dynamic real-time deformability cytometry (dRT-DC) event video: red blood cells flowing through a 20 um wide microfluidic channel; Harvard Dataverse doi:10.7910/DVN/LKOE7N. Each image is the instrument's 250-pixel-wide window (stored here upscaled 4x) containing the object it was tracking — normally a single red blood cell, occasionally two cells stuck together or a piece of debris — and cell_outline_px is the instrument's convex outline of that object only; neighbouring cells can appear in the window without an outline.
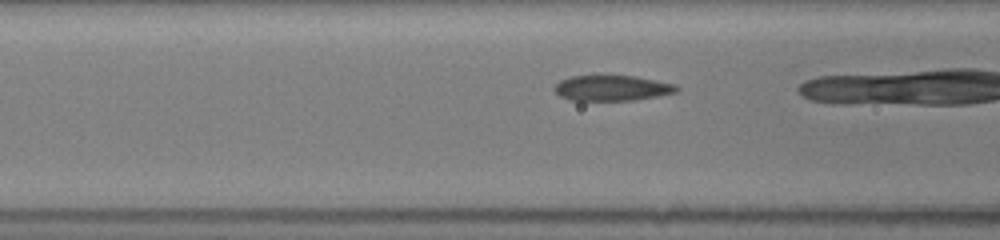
{"species": "common noctule bat (a hibernating species)", "species_latin": "Nyctalus noctula", "temperature_condition": "room temperature", "stored_images_in_passage": 28, "camera_frame_rate_fps": 3000, "um_per_image_px": 0.085, "animal": {"sex": "female", "body_mass_g": 19.5, "forearm_length_mm": 54.1}, "frame": {"image": 1, "passage_image": 9, "time_ms": 2.667, "image_size_px": [1000, 240], "cell_outline_px": [[680, 88], [676, 92], [656, 96], [632, 100], [568, 100], [560, 96], [552, 88], [560, 80], [568, 76], [632, 76], [676, 84]], "centroid_in_image_um": [51.98, 7.48], "position_along_channel_um": 114.6, "area_um2": 17.98}}
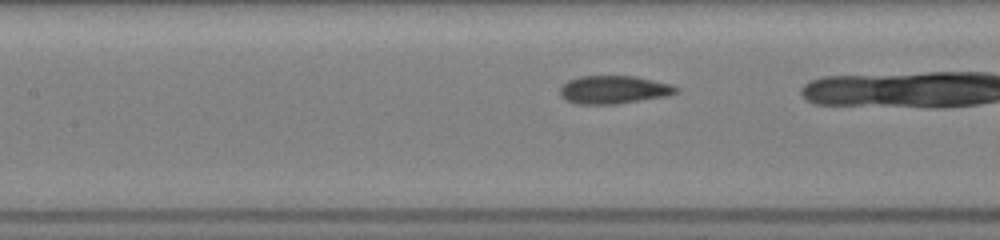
{"frame": {"image": 2, "passage_image": 12, "time_ms": 3.667, "image_size_px": [1000, 240], "cell_outline_px": [[680, 88], [676, 92], [668, 96], [616, 104], [576, 104], [564, 100], [560, 96], [560, 88], [568, 80], [580, 76], [636, 76], [672, 84]], "centroid_in_image_um": [52.17, 7.63], "position_along_channel_um": 155.2, "area_um2": 19.19}}
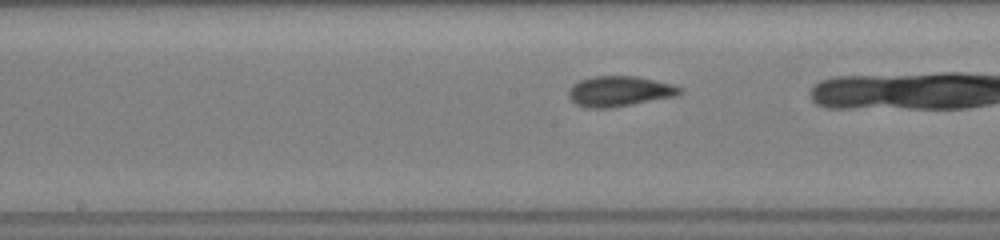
{"frame": {"image": 3, "passage_image": 15, "time_ms": 4.667, "image_size_px": [1000, 240], "cell_outline_px": [[684, 92], [676, 96], [612, 108], [584, 108], [576, 104], [568, 96], [568, 88], [572, 84], [580, 80], [592, 76], [636, 76], [672, 84], [684, 88]], "centroid_in_image_um": [52.65, 7.76], "position_along_channel_um": 195.6, "area_um2": 19.94}}